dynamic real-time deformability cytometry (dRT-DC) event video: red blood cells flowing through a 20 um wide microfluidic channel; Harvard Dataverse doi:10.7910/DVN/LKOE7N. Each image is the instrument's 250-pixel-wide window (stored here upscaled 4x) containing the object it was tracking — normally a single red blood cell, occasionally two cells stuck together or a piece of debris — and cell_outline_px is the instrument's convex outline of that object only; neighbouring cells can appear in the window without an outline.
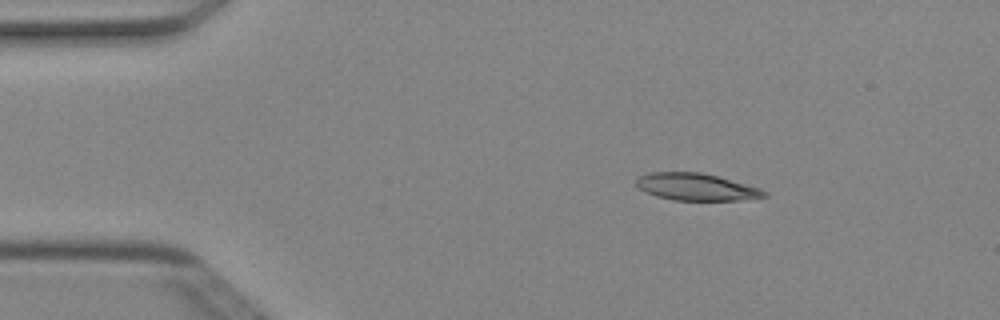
{"species": "Egyptian fruit bat (a non-hibernating species)", "species_latin": "Rousettus aegyptiacus", "temperature_condition": "cold", "stored_images_in_passage": 5, "camera_frame_rate_fps": 3000, "um_per_image_px": 0.085, "animal": {"sex": "female"}, "frame": {"image": 1, "passage_image": 2, "time_ms": 0.333, "image_size_px": [1000, 320], "cell_outline_px": [[768, 196], [740, 200], [672, 200], [656, 196], [640, 188], [636, 184], [636, 180], [640, 176], [648, 172], [700, 172], [716, 176], [760, 188], [768, 192]], "centroid_in_image_um": [59.19, 15.89], "position_along_channel_um": 25.8, "area_um2": 20.0}}